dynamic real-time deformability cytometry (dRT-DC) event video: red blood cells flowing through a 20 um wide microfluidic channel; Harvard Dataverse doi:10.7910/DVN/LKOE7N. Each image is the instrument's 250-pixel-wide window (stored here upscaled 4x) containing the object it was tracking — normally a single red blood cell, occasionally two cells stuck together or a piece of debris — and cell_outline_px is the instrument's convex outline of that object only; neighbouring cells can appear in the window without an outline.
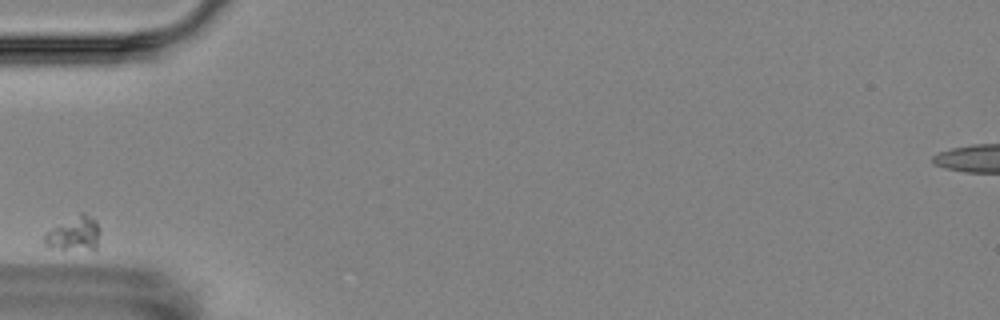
{"species": "Egyptian fruit bat (a non-hibernating species)", "species_latin": "Rousettus aegyptiacus", "temperature_condition": "room temperature", "stored_images_in_passage": 3, "camera_frame_rate_fps": 3000, "um_per_image_px": 0.085, "animal": {"sex": "female"}, "frame": {"image": 1, "passage_image": 1, "time_ms": 0.0, "image_size_px": [1000, 320], "cell_outline_px": [[100, 232], [96, 252], [92, 252], [60, 248], [44, 244], [44, 236], [52, 228], [80, 212], [84, 212], [96, 220], [100, 228]], "centroid_in_image_um": [6.4, 19.88], "position_along_channel_um": 78.6, "area_um2": 11.27}}